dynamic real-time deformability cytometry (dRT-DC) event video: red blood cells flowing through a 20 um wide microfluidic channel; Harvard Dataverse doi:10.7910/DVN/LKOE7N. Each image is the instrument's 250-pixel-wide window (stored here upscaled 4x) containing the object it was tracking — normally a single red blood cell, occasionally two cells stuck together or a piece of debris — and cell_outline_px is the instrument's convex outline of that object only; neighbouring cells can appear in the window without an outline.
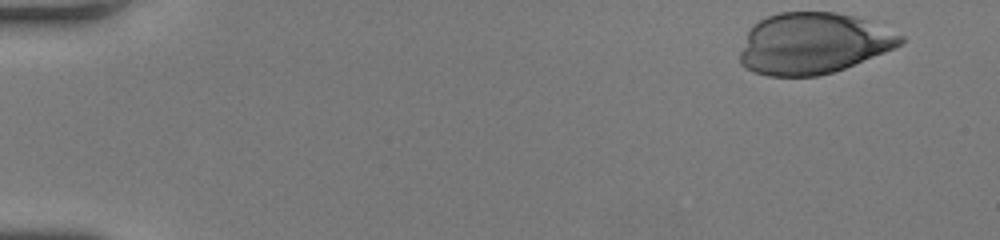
{"species": "human", "species_latin": "Homo sapiens", "temperature_condition": "room temperature", "stored_images_in_passage": 41, "camera_frame_rate_fps": 3000, "um_per_image_px": 0.085, "donor": {"sex": "female"}, "frame": {"image": 1, "passage_image": 1, "time_ms": 0.0, "image_size_px": [1000, 240], "cell_outline_px": [[904, 44], [896, 48], [844, 68], [832, 72], [816, 76], [768, 76], [756, 72], [740, 64], [740, 52], [748, 32], [760, 20], [768, 16], [780, 12], [836, 12], [852, 16], [864, 20], [904, 36]], "centroid_in_image_um": [69.12, 3.7], "position_along_channel_um": 15.9, "area_um2": 56.64}}